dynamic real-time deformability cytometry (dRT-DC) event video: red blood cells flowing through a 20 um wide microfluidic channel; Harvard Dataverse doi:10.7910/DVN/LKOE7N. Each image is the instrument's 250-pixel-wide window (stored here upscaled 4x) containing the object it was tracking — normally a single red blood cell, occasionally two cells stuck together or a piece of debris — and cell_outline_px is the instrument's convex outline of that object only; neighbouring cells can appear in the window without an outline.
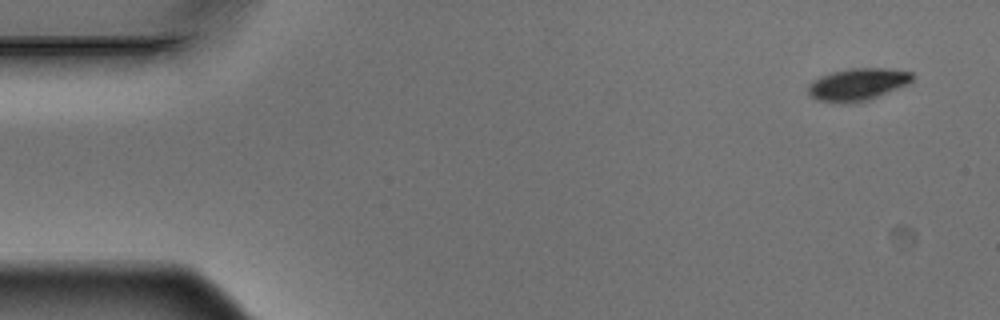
{"species": "Egyptian fruit bat (a non-hibernating species)", "species_latin": "Rousettus aegyptiacus", "temperature_condition": "warm", "stored_images_in_passage": 14, "camera_frame_rate_fps": 3000, "um_per_image_px": 0.085, "animal": {"sex": "male"}, "frame": {"image": 1, "passage_image": 1, "time_ms": 0.0, "image_size_px": [1000, 320], "cell_outline_px": [[916, 76], [908, 84], [868, 100], [852, 104], [840, 104], [816, 100], [808, 92], [808, 84], [812, 80], [820, 76], [832, 72], [848, 68], [892, 68], [912, 72]], "centroid_in_image_um": [72.9, 7.18], "position_along_channel_um": 12.1, "area_um2": 20.0}}
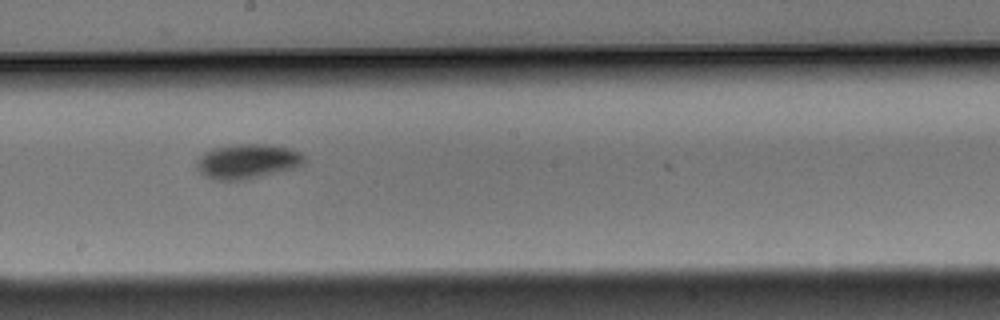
{"frame": {"image": 2, "passage_image": 8, "time_ms": 2.333, "image_size_px": [1000, 320], "cell_outline_px": [[308, 160], [304, 164], [296, 168], [244, 180], [212, 180], [204, 176], [196, 168], [196, 160], [204, 152], [212, 148], [232, 144], [264, 144], [292, 148], [300, 152]], "centroid_in_image_um": [21.04, 13.71], "position_along_channel_um": 227.2, "area_um2": 22.2}}
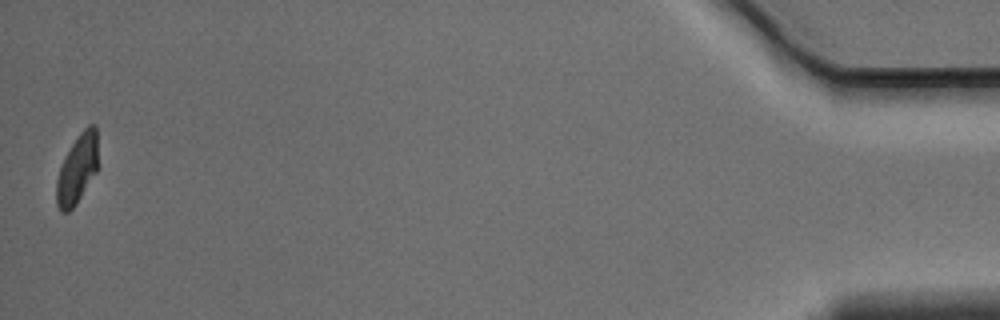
{"frame": {"image": 3, "passage_image": 14, "time_ms": 4.333, "image_size_px": [1000, 320], "cell_outline_px": [[96, 172], [76, 204], [68, 212], [60, 212], [56, 204], [56, 180], [60, 168], [72, 144], [80, 132], [88, 124], [96, 124]], "centroid_in_image_um": [6.54, 14.4], "position_along_channel_um": 428.7, "area_um2": 16.36}}